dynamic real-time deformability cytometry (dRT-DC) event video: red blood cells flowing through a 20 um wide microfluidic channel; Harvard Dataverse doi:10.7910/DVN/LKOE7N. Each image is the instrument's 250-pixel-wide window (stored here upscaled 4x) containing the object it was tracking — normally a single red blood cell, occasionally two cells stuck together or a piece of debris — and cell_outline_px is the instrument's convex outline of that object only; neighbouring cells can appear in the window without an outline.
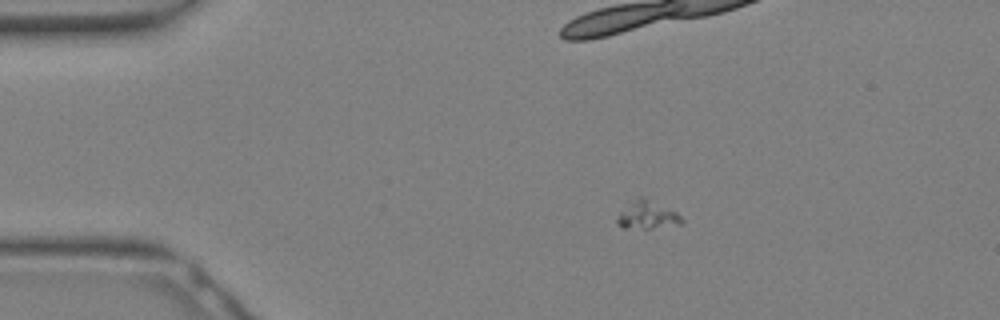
{"species": "Egyptian fruit bat (a non-hibernating species)", "species_latin": "Rousettus aegyptiacus", "temperature_condition": "warm", "stored_images_in_passage": 8, "segment_of_instrument_passage": [2, 2], "camera_frame_rate_fps": 3000, "um_per_image_px": 0.085, "animal": {"sex": "female"}, "frame": {"image": 1, "passage_image": 8, "time_ms": 2.333, "image_size_px": [1000, 320], "cell_outline_px": [[684, 224], [652, 228], [624, 228], [616, 224], [616, 216], [632, 200], [640, 196], [644, 196], [676, 212], [684, 220]], "centroid_in_image_um": [55.01, 18.28], "position_along_channel_um": 30.0, "area_um2": 10.64}}